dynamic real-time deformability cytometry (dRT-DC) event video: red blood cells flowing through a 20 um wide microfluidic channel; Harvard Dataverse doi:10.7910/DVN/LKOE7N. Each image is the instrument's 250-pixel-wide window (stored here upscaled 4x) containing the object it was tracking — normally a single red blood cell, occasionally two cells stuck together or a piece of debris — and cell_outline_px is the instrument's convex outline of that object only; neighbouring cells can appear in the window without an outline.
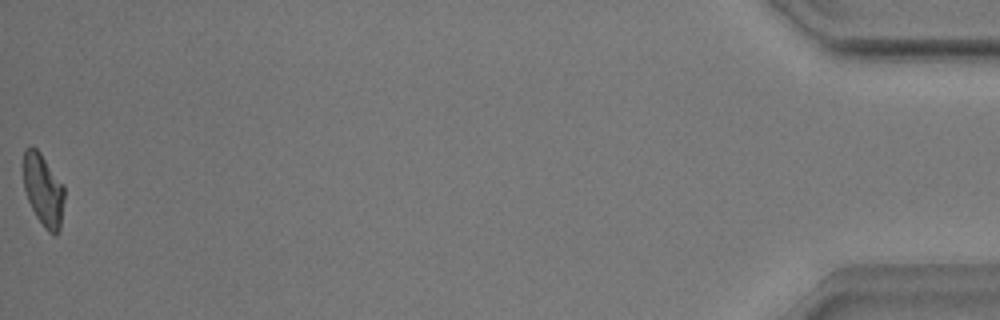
{"species": "common noctule bat (a hibernating species)", "species_latin": "Nyctalus noctula", "temperature_condition": "warm", "stored_images_in_passage": 52, "camera_frame_rate_fps": 3000, "um_per_image_px": 0.085, "animal": {"sex": "male", "body_mass_g": 17.9}, "frame": {"image": 1, "passage_image": 52, "time_ms": 17.0, "image_size_px": [1000, 320], "cell_outline_px": [[64, 196], [60, 232], [56, 236], [52, 236], [44, 228], [36, 216], [28, 200], [24, 188], [24, 148], [32, 144], [40, 152], [64, 184]], "centroid_in_image_um": [3.7, 16.17], "position_along_channel_um": 431.5, "area_um2": 17.51}, "authors_computed_cell_mechanics": {"area_um2": 18.1492, "velocity_mm_per_s": 3.8884, "shape_relaxation_time_tau1_ms": 4.8552, "shape_relaxation_time_tau2_ms": 3.2163, "deformation_change_tau1": 0.1764, "deformation_change_tau2": 0.1043}}